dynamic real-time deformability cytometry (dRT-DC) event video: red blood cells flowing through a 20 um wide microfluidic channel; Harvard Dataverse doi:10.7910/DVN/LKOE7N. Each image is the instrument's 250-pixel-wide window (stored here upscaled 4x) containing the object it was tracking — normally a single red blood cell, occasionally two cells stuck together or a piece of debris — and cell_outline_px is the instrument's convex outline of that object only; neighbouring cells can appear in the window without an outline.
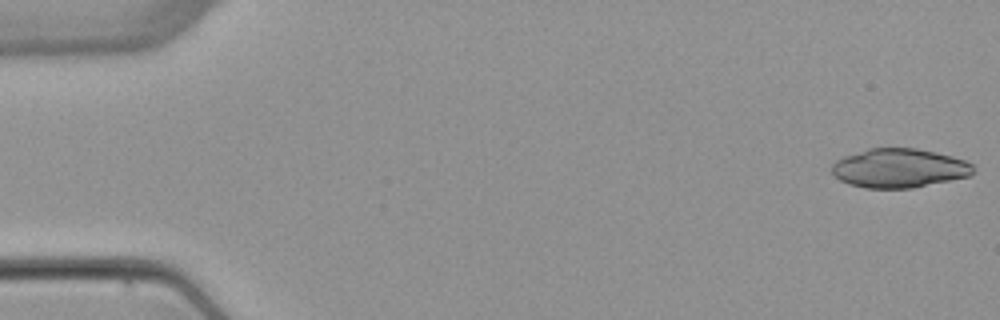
{"species": "common noctule bat (a hibernating species)", "species_latin": "Nyctalus noctula", "temperature_condition": "warm", "stored_images_in_passage": 4, "camera_frame_rate_fps": 3000, "um_per_image_px": 0.085, "animal": {"sex": "female", "body_mass_g": 22.7, "forearm_length_mm": 54.2}, "frame": {"image": 1, "passage_image": 1, "time_ms": 0.0, "image_size_px": [1000, 320], "cell_outline_px": [[976, 168], [972, 176], [912, 188], [864, 188], [848, 184], [832, 176], [832, 164], [836, 160], [844, 156], [868, 148], [916, 148], [936, 152], [952, 156], [964, 160], [972, 164]], "centroid_in_image_um": [76.44, 14.3], "position_along_channel_um": 8.6, "area_um2": 32.54}}